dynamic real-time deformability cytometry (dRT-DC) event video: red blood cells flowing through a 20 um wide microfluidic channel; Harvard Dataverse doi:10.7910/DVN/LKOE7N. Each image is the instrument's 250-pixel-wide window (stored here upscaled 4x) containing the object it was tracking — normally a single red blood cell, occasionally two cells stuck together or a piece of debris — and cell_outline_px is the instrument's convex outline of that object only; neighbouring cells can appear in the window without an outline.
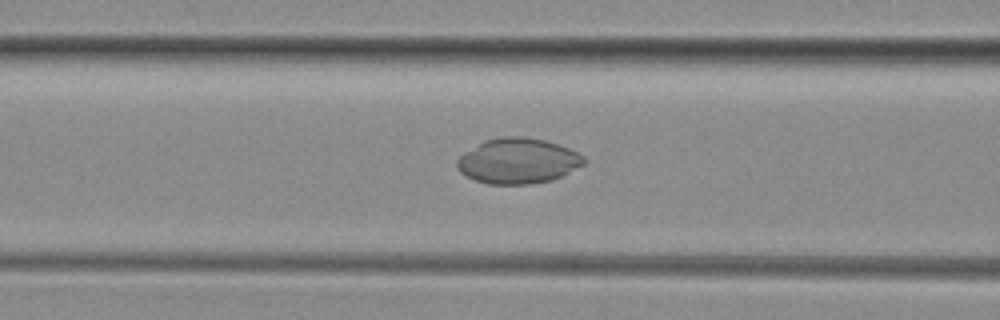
{"species": "common noctule bat (a hibernating species)", "species_latin": "Nyctalus noctula", "temperature_condition": "room temperature", "stored_images_in_passage": 38, "camera_frame_rate_fps": 3000, "um_per_image_px": 0.085, "animal": {"sex": "female", "body_mass_g": 29.2, "forearm_length_mm": 56.3}, "frame": {"image": 1, "passage_image": 18, "time_ms": 5.667, "image_size_px": [1000, 320], "cell_outline_px": [[588, 160], [584, 164], [552, 180], [528, 184], [488, 184], [476, 180], [460, 172], [456, 168], [456, 160], [464, 152], [484, 140], [504, 136], [524, 136], [544, 140], [568, 148], [584, 156]], "centroid_in_image_um": [44.0, 13.67], "position_along_channel_um": 122.6, "area_um2": 33.47}}
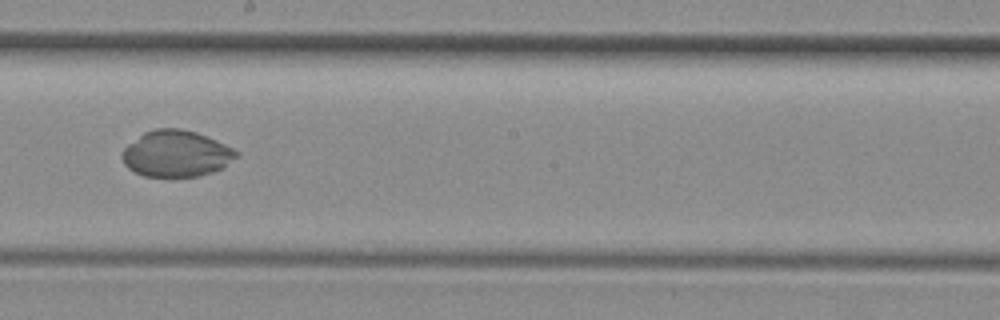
{"frame": {"image": 2, "passage_image": 26, "time_ms": 8.333, "image_size_px": [1000, 320], "cell_outline_px": [[240, 156], [224, 168], [200, 176], [144, 176], [128, 168], [124, 164], [120, 156], [124, 148], [128, 144], [144, 132], [156, 128], [180, 128], [196, 132], [216, 140], [240, 152]], "centroid_in_image_um": [15.0, 13.06], "position_along_channel_um": 233.2, "area_um2": 31.04}}
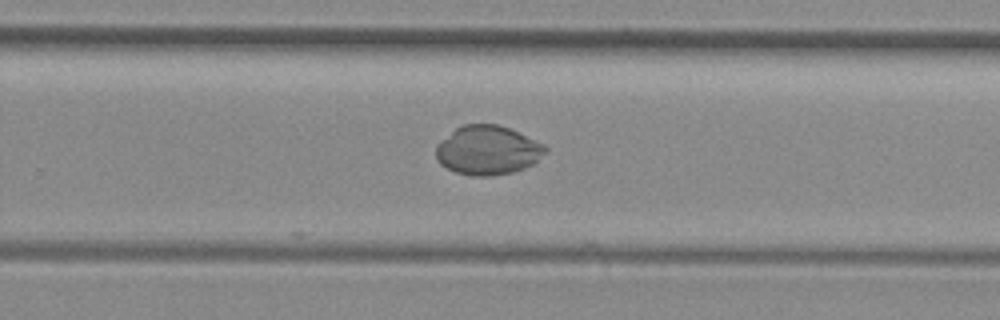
{"frame": {"image": 3, "passage_image": 30, "time_ms": 9.667, "image_size_px": [1000, 320], "cell_outline_px": [[548, 148], [536, 164], [512, 172], [492, 176], [472, 176], [456, 172], [440, 164], [436, 160], [436, 144], [440, 140], [456, 128], [464, 124], [496, 124], [508, 128], [544, 144]], "centroid_in_image_um": [41.44, 12.78], "position_along_channel_um": 288.4, "area_um2": 31.39}}